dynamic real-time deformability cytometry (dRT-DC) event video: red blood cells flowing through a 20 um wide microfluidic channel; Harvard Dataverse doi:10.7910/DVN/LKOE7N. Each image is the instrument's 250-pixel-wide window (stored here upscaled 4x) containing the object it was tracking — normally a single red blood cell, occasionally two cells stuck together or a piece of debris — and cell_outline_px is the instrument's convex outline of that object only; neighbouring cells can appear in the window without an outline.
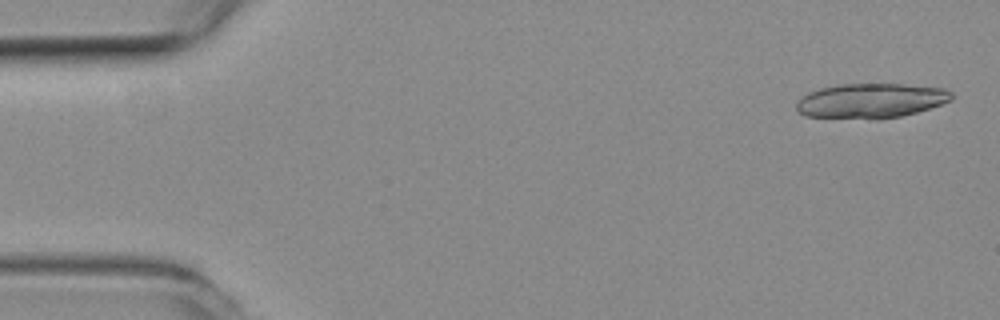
{"species": "common noctule bat (a hibernating species)", "species_latin": "Nyctalus noctula", "temperature_condition": "room temperature", "stored_images_in_passage": 18, "camera_frame_rate_fps": 3000, "um_per_image_px": 0.085, "animal": {"sex": "female", "body_mass_g": 19.3, "forearm_length_mm": 54.1}, "frame": {"image": 1, "passage_image": 2, "time_ms": 0.333, "image_size_px": [1000, 320], "cell_outline_px": [[952, 100], [916, 112], [900, 116], [880, 120], [876, 120], [804, 116], [796, 108], [796, 104], [808, 92], [820, 88], [840, 84], [904, 84], [944, 88], [952, 92]], "centroid_in_image_um": [74.02, 8.57], "position_along_channel_um": 11.0, "area_um2": 31.5}}